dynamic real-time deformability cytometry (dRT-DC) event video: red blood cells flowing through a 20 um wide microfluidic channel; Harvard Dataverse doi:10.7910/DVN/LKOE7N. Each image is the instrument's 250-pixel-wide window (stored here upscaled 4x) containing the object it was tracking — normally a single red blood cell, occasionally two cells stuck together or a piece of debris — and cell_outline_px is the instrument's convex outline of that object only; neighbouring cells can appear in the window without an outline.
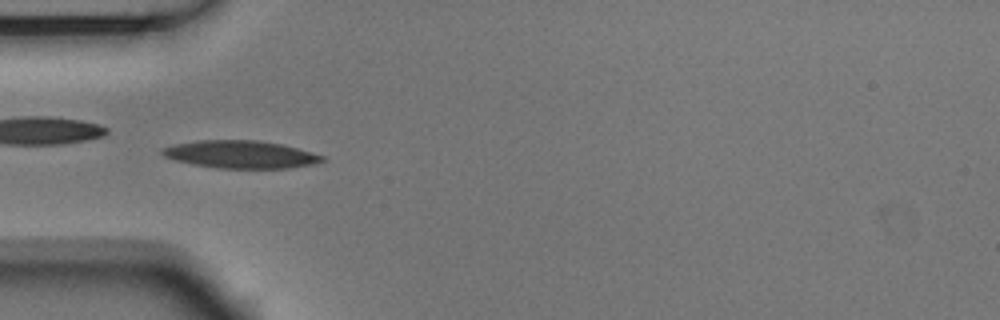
{"species": "Egyptian fruit bat (a non-hibernating species)", "species_latin": "Rousettus aegyptiacus", "temperature_condition": "room temperature", "stored_images_in_passage": 54, "camera_frame_rate_fps": 3000, "um_per_image_px": 0.085, "animal": {"sex": "male"}, "frame": {"image": 1, "passage_image": 16, "time_ms": 5.0, "image_size_px": [1000, 320], "cell_outline_px": [[324, 160], [308, 164], [288, 168], [216, 168], [192, 164], [172, 160], [164, 156], [160, 152], [160, 148], [176, 144], [200, 140], [256, 140], [280, 144], [312, 152], [324, 156]], "centroid_in_image_um": [20.36, 13.12], "position_along_channel_um": 64.6, "area_um2": 25.55}}
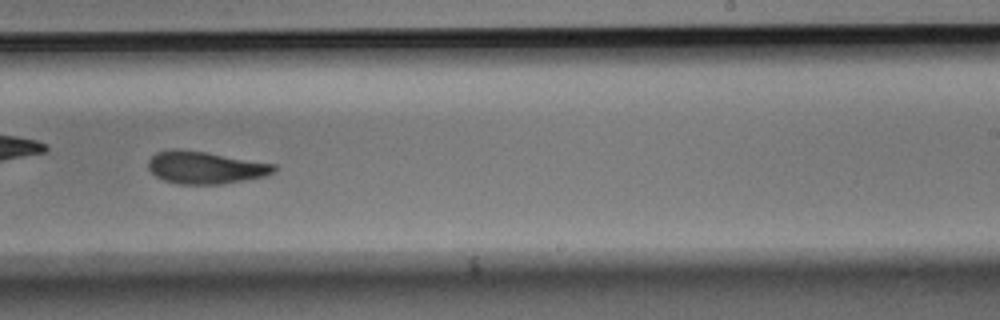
{"frame": {"image": 2, "passage_image": 33, "time_ms": 10.667, "image_size_px": [1000, 320], "cell_outline_px": [[276, 168], [272, 172], [264, 176], [224, 184], [176, 184], [164, 180], [156, 176], [148, 168], [148, 160], [156, 152], [168, 148], [176, 148], [204, 152], [276, 164]], "centroid_in_image_um": [17.4, 14.23], "position_along_channel_um": 271.6, "area_um2": 23.7}}
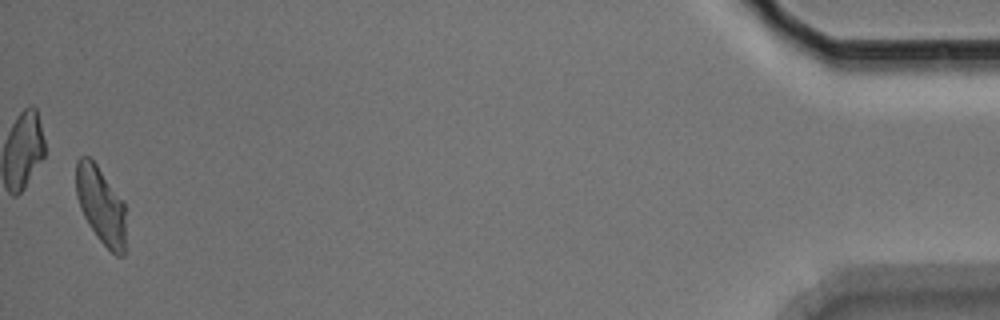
{"frame": {"image": 3, "passage_image": 53, "time_ms": 17.333, "image_size_px": [1000, 320], "cell_outline_px": [[124, 256], [116, 256], [96, 236], [88, 224], [80, 208], [76, 196], [76, 160], [80, 156], [88, 156], [96, 164], [124, 204]], "centroid_in_image_um": [8.53, 17.44], "position_along_channel_um": 426.7, "area_um2": 21.91}, "authors_computed_cell_mechanics": {"area_um2": 23.7269, "velocity_mm_per_s": 3.6539, "shape_relaxation_time_tau1_ms": 4.3298, "shape_relaxation_time_tau2_ms": 5.4876, "deformation_change_tau1": 0.1527, "deformation_change_tau2": 0.1298}}